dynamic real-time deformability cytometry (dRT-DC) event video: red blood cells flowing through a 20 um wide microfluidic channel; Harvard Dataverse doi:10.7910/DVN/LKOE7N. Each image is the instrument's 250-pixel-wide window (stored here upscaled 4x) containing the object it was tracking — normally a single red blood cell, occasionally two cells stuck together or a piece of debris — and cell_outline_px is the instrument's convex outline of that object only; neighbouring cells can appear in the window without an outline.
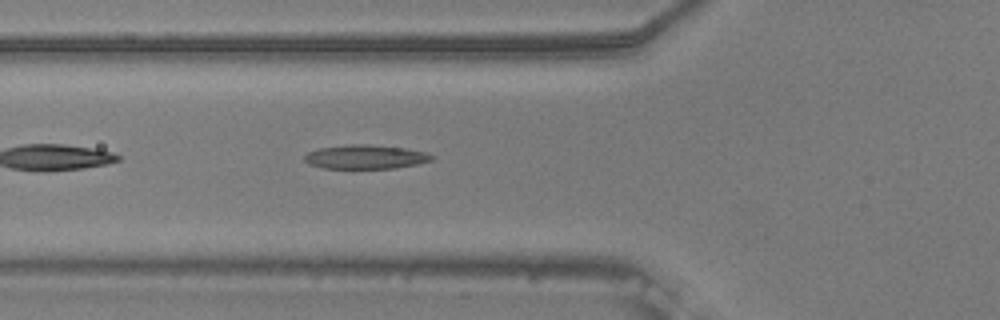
{"species": "common noctule bat (a hibernating species)", "species_latin": "Nyctalus noctula", "temperature_condition": "warm", "stored_images_in_passage": 39, "camera_frame_rate_fps": 3000, "um_per_image_px": 0.085, "animal": {"sex": "male", "body_mass_g": 20.5, "forearm_length_mm": 52.5}, "frame": {"image": 1, "passage_image": 5, "time_ms": 1.333, "image_size_px": [1000, 320], "cell_outline_px": [[436, 156], [432, 160], [416, 164], [392, 168], [324, 168], [308, 164], [304, 160], [304, 156], [308, 152], [320, 148], [352, 144], [368, 144], [404, 148], [428, 152]], "centroid_in_image_um": [31.09, 13.33], "position_along_channel_um": 94.7, "area_um2": 17.74}}
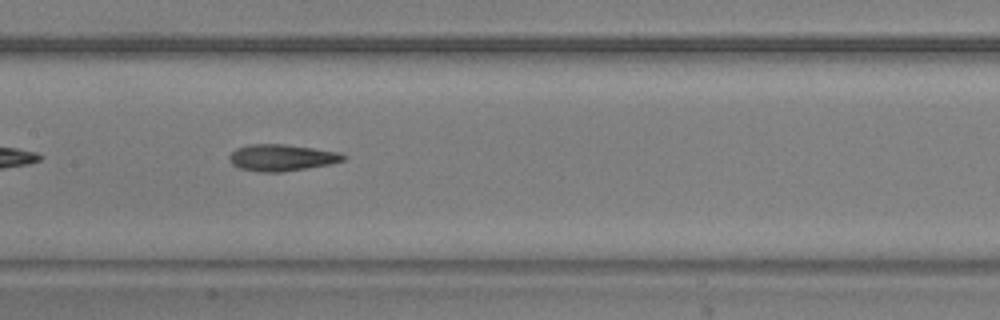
{"frame": {"image": 2, "passage_image": 12, "time_ms": 3.667, "image_size_px": [1000, 320], "cell_outline_px": [[348, 156], [344, 160], [332, 164], [284, 172], [260, 172], [240, 168], [232, 164], [228, 156], [236, 148], [248, 144], [284, 144], [340, 152]], "centroid_in_image_um": [23.97, 13.4], "position_along_channel_um": 183.4, "area_um2": 17.8}}
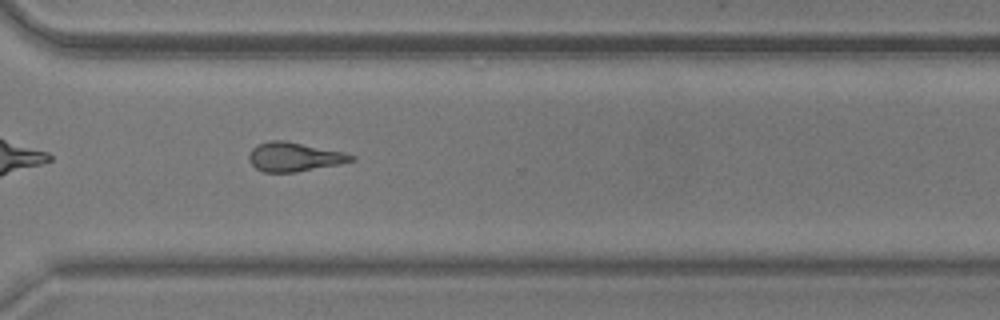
{"frame": {"image": 3, "passage_image": 25, "time_ms": 8.0, "image_size_px": [1000, 320], "cell_outline_px": [[356, 160], [340, 164], [296, 172], [264, 172], [256, 168], [252, 164], [248, 156], [252, 148], [256, 144], [272, 140], [284, 140], [344, 152], [356, 156]], "centroid_in_image_um": [25.02, 13.33], "position_along_channel_um": 345.6, "area_um2": 17.34}, "authors_computed_cell_mechanics": {"area_um2": 17.629, "velocity_mm_per_s": 3.7581, "shape_relaxation_time_tau1_ms": 6.3162, "shape_relaxation_time_tau2_ms": 2.0361, "deformation_change_tau1": 0.1739, "deformation_change_tau2": 0.1087}}